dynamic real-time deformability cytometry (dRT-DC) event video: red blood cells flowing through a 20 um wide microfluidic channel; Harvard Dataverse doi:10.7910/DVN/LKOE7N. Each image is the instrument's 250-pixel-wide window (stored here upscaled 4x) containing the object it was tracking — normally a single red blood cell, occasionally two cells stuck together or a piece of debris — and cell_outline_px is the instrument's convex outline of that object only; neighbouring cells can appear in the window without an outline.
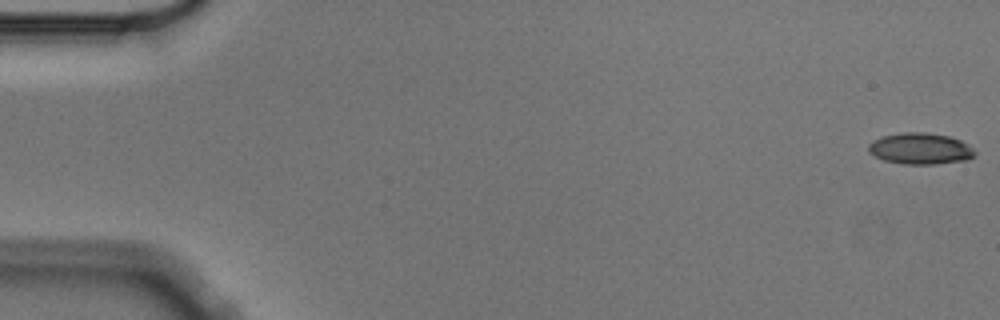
{"species": "Egyptian fruit bat (a non-hibernating species)", "species_latin": "Rousettus aegyptiacus", "temperature_condition": "cold", "stored_images_in_passage": 5, "camera_frame_rate_fps": 3000, "um_per_image_px": 0.085, "animal": {"sex": "male"}, "frame": {"image": 1, "passage_image": 1, "time_ms": 0.0, "image_size_px": [1000, 320], "cell_outline_px": [[976, 156], [968, 160], [936, 164], [904, 164], [884, 160], [868, 152], [868, 144], [872, 140], [884, 136], [900, 132], [928, 132], [948, 136], [960, 140], [968, 144], [976, 152]], "centroid_in_image_um": [78.25, 12.63], "position_along_channel_um": 6.8, "area_um2": 19.59}}
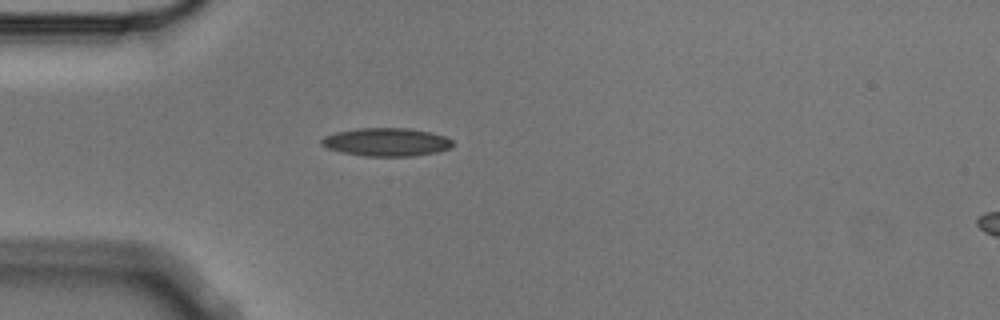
{"frame": {"image": 2, "passage_image": 5, "time_ms": 1.333, "image_size_px": [1000, 320], "cell_outline_px": [[452, 148], [436, 152], [412, 156], [364, 156], [340, 152], [328, 148], [320, 144], [320, 140], [324, 136], [336, 132], [356, 128], [408, 128], [428, 132], [444, 136], [452, 140]], "centroid_in_image_um": [32.81, 12.07], "position_along_channel_um": 52.2, "area_um2": 21.56}}